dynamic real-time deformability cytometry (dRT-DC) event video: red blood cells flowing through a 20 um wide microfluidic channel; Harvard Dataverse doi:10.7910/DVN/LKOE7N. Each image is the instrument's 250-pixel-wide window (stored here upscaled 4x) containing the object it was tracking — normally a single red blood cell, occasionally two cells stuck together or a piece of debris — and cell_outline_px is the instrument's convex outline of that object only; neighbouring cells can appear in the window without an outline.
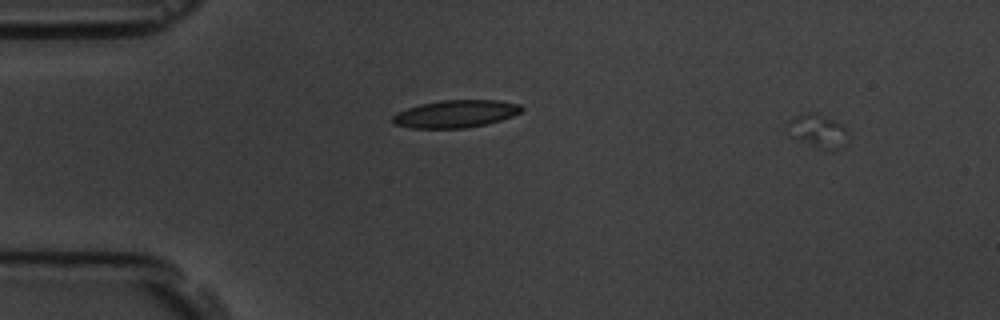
{"species": "common noctule bat (a hibernating species)", "species_latin": "Nyctalus noctula", "temperature_condition": "room temperature", "stored_images_in_passage": 2, "camera_frame_rate_fps": 3000, "um_per_image_px": 0.085, "animal": {"sex": "male", "body_mass_g": 19.5, "forearm_length_mm": 54.6}, "frame": {"image": 1, "passage_image": 1, "time_ms": 0.0, "image_size_px": [1000, 320], "cell_outline_px": [[852, 136], [840, 148], [832, 152], [824, 152], [788, 136], [788, 120], [804, 112], [816, 112], [840, 124]], "centroid_in_image_um": [69.52, 11.19], "position_along_channel_um": 15.5, "area_um2": 12.37}}